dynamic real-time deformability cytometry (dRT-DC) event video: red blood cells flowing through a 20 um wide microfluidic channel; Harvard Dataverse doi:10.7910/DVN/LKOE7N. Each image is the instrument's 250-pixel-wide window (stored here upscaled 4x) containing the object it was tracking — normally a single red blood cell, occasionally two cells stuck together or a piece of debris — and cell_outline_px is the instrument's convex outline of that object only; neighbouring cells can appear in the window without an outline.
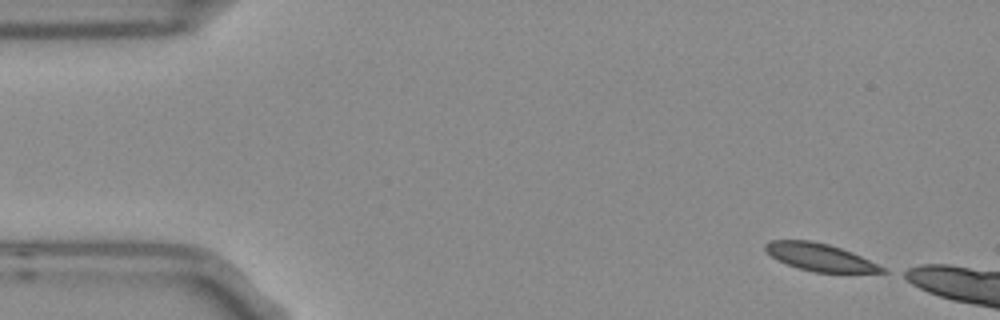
{"species": "Egyptian fruit bat (a non-hibernating species)", "species_latin": "Rousettus aegyptiacus", "temperature_condition": "room temperature", "stored_images_in_passage": 3, "camera_frame_rate_fps": 3000, "um_per_image_px": 0.085, "frame": {"image": 1, "passage_image": 1, "time_ms": 0.0, "image_size_px": [1000, 320], "cell_outline_px": [[888, 272], [816, 272], [800, 268], [788, 264], [772, 256], [764, 248], [764, 244], [772, 240], [812, 240], [828, 244], [852, 252], [888, 268]], "centroid_in_image_um": [69.74, 21.85], "position_along_channel_um": 15.3, "area_um2": 18.44}}